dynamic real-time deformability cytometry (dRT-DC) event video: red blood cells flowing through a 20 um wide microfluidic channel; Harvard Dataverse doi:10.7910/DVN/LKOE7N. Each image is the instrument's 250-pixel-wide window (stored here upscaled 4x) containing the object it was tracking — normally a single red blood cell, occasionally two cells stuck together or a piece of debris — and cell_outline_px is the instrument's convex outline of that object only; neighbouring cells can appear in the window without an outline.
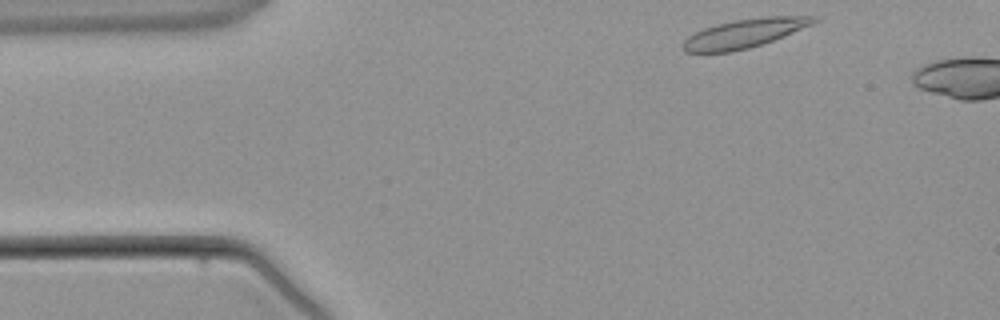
{"species": "common noctule bat (a hibernating species)", "species_latin": "Nyctalus noctula", "temperature_condition": "warm", "stored_images_in_passage": 2, "camera_frame_rate_fps": 3000, "um_per_image_px": 0.085, "animal": {"sex": "male", "body_mass_g": 21.5, "forearm_length_mm": 52.0}, "frame": {"image": 1, "passage_image": 1, "time_ms": 0.0, "image_size_px": [1000, 320], "cell_outline_px": [[820, 20], [812, 24], [784, 36], [748, 48], [732, 52], [684, 52], [680, 48], [684, 40], [688, 36], [704, 28], [716, 24], [736, 20], [764, 16], [816, 16]], "centroid_in_image_um": [63.25, 2.83], "position_along_channel_um": 21.7, "area_um2": 21.85}}